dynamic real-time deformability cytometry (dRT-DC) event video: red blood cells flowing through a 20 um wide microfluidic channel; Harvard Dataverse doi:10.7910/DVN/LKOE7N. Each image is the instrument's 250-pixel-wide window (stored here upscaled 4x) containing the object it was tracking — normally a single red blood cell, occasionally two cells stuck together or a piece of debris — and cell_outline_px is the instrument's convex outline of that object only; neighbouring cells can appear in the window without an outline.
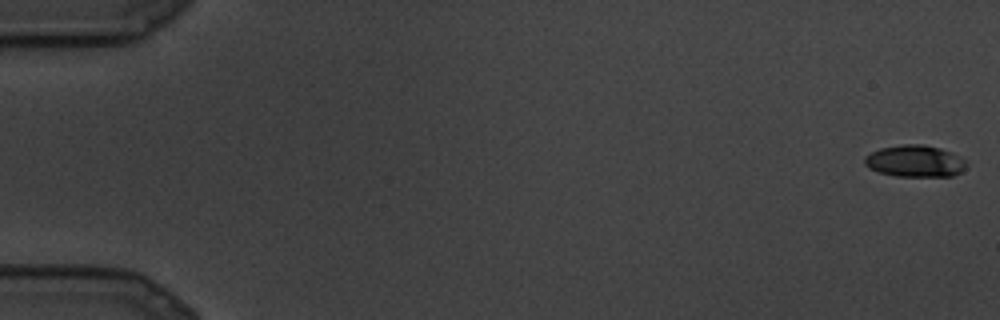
{"species": "common noctule bat (a hibernating species)", "species_latin": "Nyctalus noctula", "temperature_condition": "cold", "stored_images_in_passage": 27, "camera_frame_rate_fps": 3000, "um_per_image_px": 0.085, "animal": {"sex": "male", "body_mass_g": 19.5, "forearm_length_mm": 54.6}, "frame": {"image": 1, "passage_image": 1, "time_ms": 0.0, "image_size_px": [1000, 320], "cell_outline_px": [[968, 164], [960, 172], [952, 176], [896, 176], [880, 172], [868, 168], [864, 164], [864, 156], [880, 148], [900, 144], [924, 144], [940, 148], [952, 152], [964, 160]], "centroid_in_image_um": [77.75, 13.68], "position_along_channel_um": 7.2, "area_um2": 18.9}}
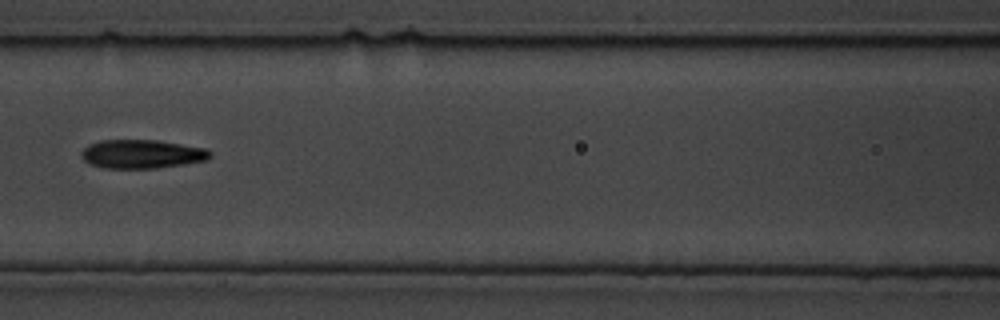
{"frame": {"image": 2, "passage_image": 13, "time_ms": 4.0, "image_size_px": [1000, 320], "cell_outline_px": [[212, 156], [208, 160], [184, 164], [156, 168], [104, 168], [88, 164], [80, 156], [80, 152], [88, 144], [100, 140], [160, 140], [208, 148], [212, 152]], "centroid_in_image_um": [12.08, 13.08], "position_along_channel_um": 154.5, "area_um2": 21.96}}
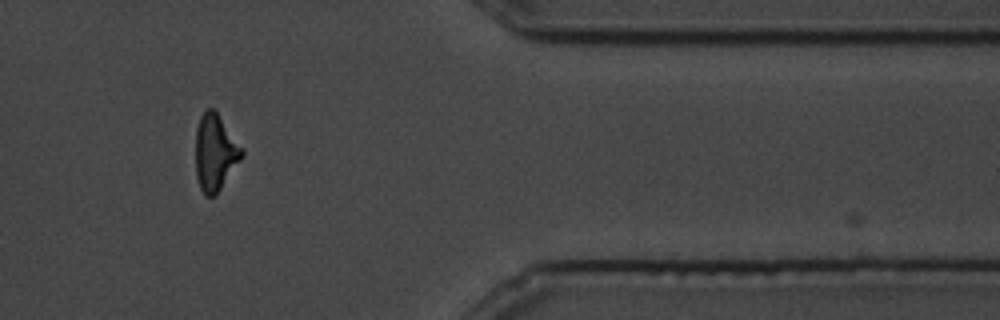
{"frame": {"image": 3, "passage_image": 23, "time_ms": 7.333, "image_size_px": [1000, 320], "cell_outline_px": [[244, 156], [216, 196], [204, 196], [200, 188], [196, 176], [196, 128], [200, 116], [208, 108], [212, 108], [216, 112], [244, 148]], "centroid_in_image_um": [18.31, 13.0], "position_along_channel_um": 393.1, "area_um2": 20.81}}